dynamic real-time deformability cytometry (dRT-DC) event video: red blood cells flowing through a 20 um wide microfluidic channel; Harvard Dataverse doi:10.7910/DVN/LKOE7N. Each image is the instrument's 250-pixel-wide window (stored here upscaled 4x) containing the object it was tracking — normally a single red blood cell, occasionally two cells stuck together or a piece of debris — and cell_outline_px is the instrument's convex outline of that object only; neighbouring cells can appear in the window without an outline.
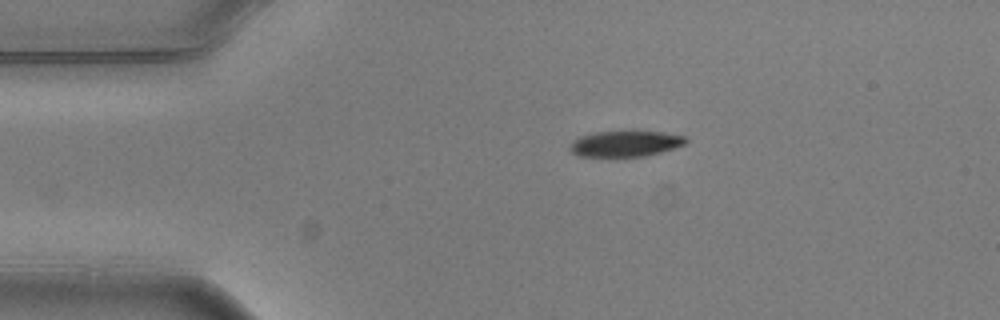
{"species": "common noctule bat (a hibernating species)", "species_latin": "Nyctalus noctula", "temperature_condition": "warm", "stored_images_in_passage": 4, "camera_frame_rate_fps": 3000, "um_per_image_px": 0.085, "animal": {"sex": "male", "body_mass_g": 20.5, "forearm_length_mm": 52.5}, "frame": {"image": 1, "passage_image": 4, "time_ms": 1.0, "image_size_px": [1000, 320], "cell_outline_px": [[688, 140], [684, 144], [660, 152], [644, 156], [580, 156], [572, 152], [568, 148], [568, 144], [572, 140], [580, 136], [596, 132], [664, 132], [684, 136]], "centroid_in_image_um": [53.1, 12.21], "position_along_channel_um": 31.9, "area_um2": 17.17}}